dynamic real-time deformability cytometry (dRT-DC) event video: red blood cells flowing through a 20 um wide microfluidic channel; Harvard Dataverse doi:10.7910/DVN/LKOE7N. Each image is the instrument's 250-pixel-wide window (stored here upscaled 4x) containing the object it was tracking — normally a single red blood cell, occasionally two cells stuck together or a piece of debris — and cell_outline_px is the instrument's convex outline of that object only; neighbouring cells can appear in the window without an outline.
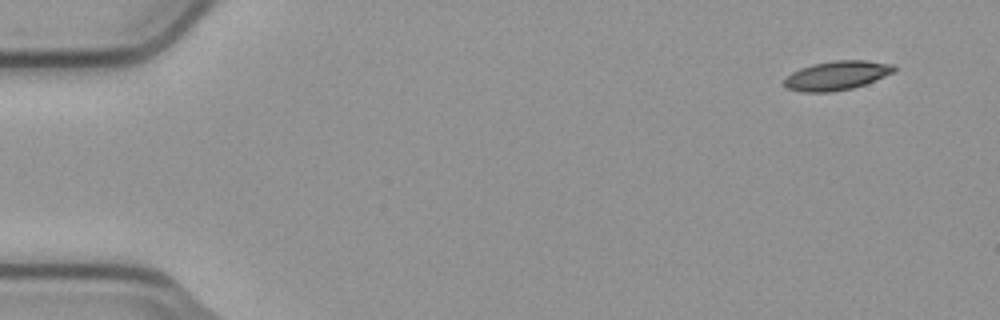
{"species": "common noctule bat (a hibernating species)", "species_latin": "Nyctalus noctula", "temperature_condition": "cold", "stored_images_in_passage": 4, "camera_frame_rate_fps": 3000, "um_per_image_px": 0.085, "animal": {"sex": "male", "body_mass_g": 23.1, "forearm_length_mm": 52.7}, "frame": {"image": 1, "passage_image": 1, "time_ms": 0.0, "image_size_px": [1000, 320], "cell_outline_px": [[896, 72], [864, 84], [852, 88], [832, 92], [800, 92], [784, 88], [784, 80], [792, 72], [800, 68], [812, 64], [836, 60], [864, 60], [896, 64]], "centroid_in_image_um": [71.14, 6.42], "position_along_channel_um": 13.9, "area_um2": 18.79}}